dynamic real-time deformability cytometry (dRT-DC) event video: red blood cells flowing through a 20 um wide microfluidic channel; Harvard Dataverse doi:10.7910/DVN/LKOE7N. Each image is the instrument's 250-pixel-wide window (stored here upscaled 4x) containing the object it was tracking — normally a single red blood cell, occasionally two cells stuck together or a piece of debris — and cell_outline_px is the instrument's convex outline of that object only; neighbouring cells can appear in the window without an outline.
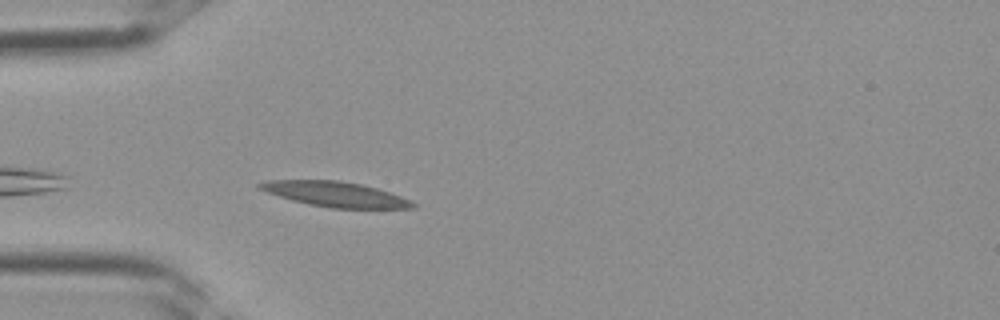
{"species": "Egyptian fruit bat (a non-hibernating species)", "species_latin": "Rousettus aegyptiacus", "temperature_condition": "room temperature", "stored_images_in_passage": 9, "camera_frame_rate_fps": 3000, "um_per_image_px": 0.085, "frame": {"image": 1, "passage_image": 2, "time_ms": 0.333, "image_size_px": [1000, 320], "cell_outline_px": [[416, 208], [332, 208], [308, 204], [292, 200], [268, 192], [260, 188], [256, 184], [268, 180], [340, 180], [360, 184], [376, 188], [400, 196], [416, 204]], "centroid_in_image_um": [28.5, 16.5], "position_along_channel_um": 56.5, "area_um2": 22.02}}
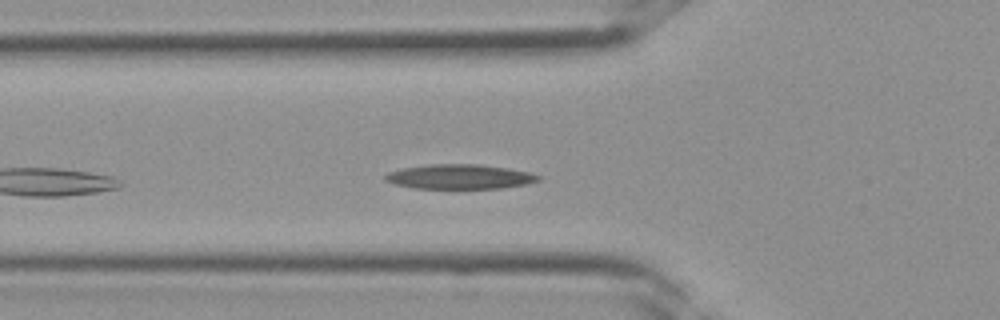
{"frame": {"image": 2, "passage_image": 4, "time_ms": 1.0, "image_size_px": [1000, 320], "cell_outline_px": [[540, 180], [524, 184], [500, 188], [416, 188], [396, 184], [384, 180], [384, 176], [388, 172], [404, 168], [428, 164], [480, 164], [508, 168], [528, 172], [540, 176]], "centroid_in_image_um": [39.06, 15.01], "position_along_channel_um": 86.7, "area_um2": 21.73}}